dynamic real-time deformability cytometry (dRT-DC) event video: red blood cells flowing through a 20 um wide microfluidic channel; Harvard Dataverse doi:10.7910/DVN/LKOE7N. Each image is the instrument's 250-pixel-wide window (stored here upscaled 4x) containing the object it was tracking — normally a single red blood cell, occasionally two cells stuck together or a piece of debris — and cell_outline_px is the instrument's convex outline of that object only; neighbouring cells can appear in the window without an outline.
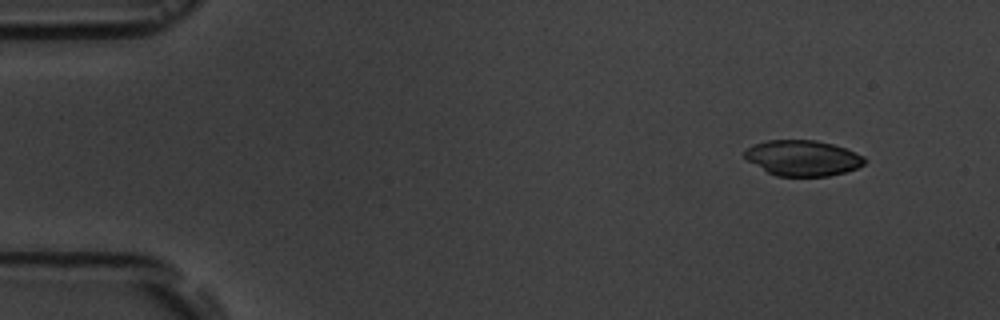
{"species": "common noctule bat (a hibernating species)", "species_latin": "Nyctalus noctula", "temperature_condition": "room temperature", "stored_images_in_passage": 4, "camera_frame_rate_fps": 3000, "um_per_image_px": 0.085, "animal": {"sex": "male", "body_mass_g": 19.5, "forearm_length_mm": 54.6}, "frame": {"image": 1, "passage_image": 1, "time_ms": 0.0, "image_size_px": [1000, 320], "cell_outline_px": [[868, 160], [864, 164], [856, 168], [844, 172], [828, 176], [776, 176], [768, 172], [748, 160], [744, 156], [744, 152], [752, 144], [768, 140], [816, 140], [832, 144], [844, 148], [864, 156]], "centroid_in_image_um": [68.24, 13.43], "position_along_channel_um": 16.8, "area_um2": 24.74}}